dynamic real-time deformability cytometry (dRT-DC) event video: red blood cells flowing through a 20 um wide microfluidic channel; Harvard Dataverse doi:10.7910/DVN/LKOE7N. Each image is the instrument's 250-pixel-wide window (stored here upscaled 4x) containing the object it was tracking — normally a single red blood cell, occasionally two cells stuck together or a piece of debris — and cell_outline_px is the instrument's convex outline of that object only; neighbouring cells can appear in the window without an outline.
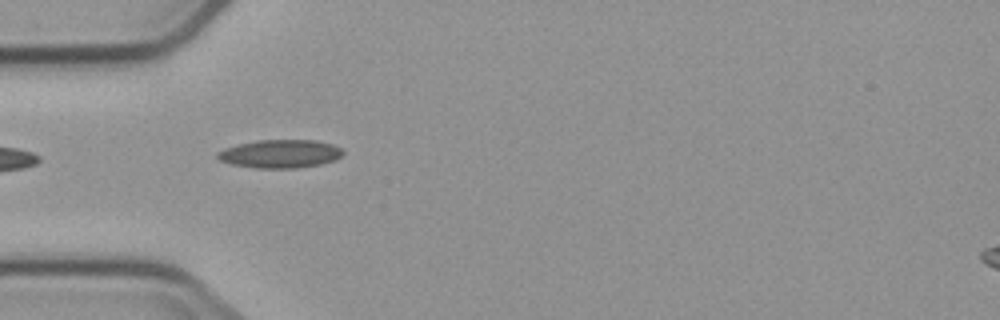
{"species": "common noctule bat (a hibernating species)", "species_latin": "Nyctalus noctula", "temperature_condition": "cold", "stored_images_in_passage": 2, "camera_frame_rate_fps": 3000, "um_per_image_px": 0.085, "animal": {"sex": "male", "body_mass_g": 23.1, "forearm_length_mm": 52.7}, "frame": {"image": 1, "passage_image": 1, "time_ms": 0.0, "image_size_px": [1000, 320], "cell_outline_px": [[344, 152], [336, 160], [320, 164], [296, 168], [256, 168], [232, 164], [220, 160], [216, 156], [216, 152], [224, 148], [256, 140], [316, 140], [332, 144], [340, 148]], "centroid_in_image_um": [23.81, 13.07], "position_along_channel_um": 61.2, "area_um2": 20.63}}
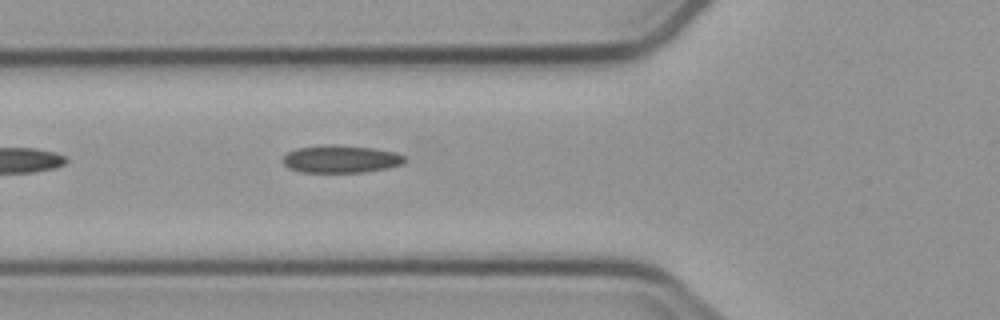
{"frame": {"image": 2, "passage_image": 2, "time_ms": 1.0, "image_size_px": [1000, 320], "cell_outline_px": [[404, 164], [388, 168], [364, 172], [300, 172], [288, 168], [280, 160], [288, 152], [296, 148], [324, 144], [336, 144], [372, 148], [396, 152], [404, 156]], "centroid_in_image_um": [28.94, 13.51], "position_along_channel_um": 96.9, "area_um2": 19.83}}